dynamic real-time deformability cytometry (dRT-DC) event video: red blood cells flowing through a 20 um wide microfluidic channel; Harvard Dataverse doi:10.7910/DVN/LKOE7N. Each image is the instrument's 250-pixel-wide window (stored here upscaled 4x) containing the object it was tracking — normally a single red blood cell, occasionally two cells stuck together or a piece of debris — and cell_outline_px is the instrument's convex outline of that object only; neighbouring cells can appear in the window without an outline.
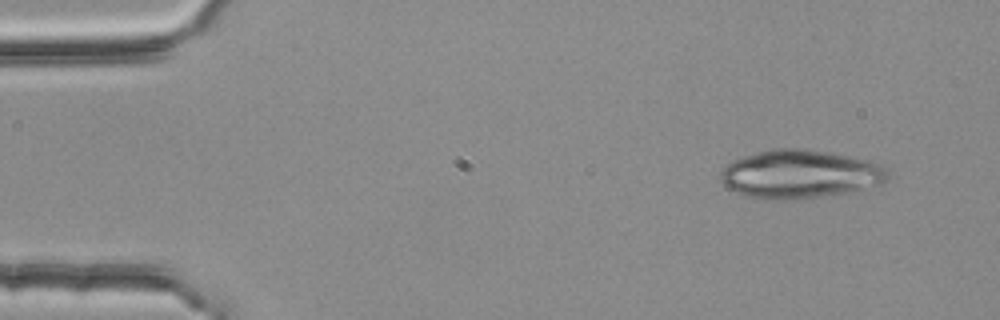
{"species": "common noctule bat (a hibernating species)", "species_latin": "Nyctalus noctula", "temperature_condition": "room temperature", "stored_images_in_passage": 3, "camera_frame_rate_fps": 3000, "um_per_image_px": 0.085, "animal": {"sex": "female", "body_mass_g": 25.1}, "frame": {"image": 1, "passage_image": 1, "time_ms": 0.0, "image_size_px": [1000, 320], "cell_outline_px": [[888, 180], [880, 184], [844, 192], [796, 200], [760, 200], [744, 196], [736, 192], [724, 184], [720, 180], [720, 172], [732, 160], [744, 156], [772, 148], [804, 148], [828, 152], [872, 160], [888, 168]], "centroid_in_image_um": [67.98, 14.8], "position_along_channel_um": 17.0, "area_um2": 47.45}}